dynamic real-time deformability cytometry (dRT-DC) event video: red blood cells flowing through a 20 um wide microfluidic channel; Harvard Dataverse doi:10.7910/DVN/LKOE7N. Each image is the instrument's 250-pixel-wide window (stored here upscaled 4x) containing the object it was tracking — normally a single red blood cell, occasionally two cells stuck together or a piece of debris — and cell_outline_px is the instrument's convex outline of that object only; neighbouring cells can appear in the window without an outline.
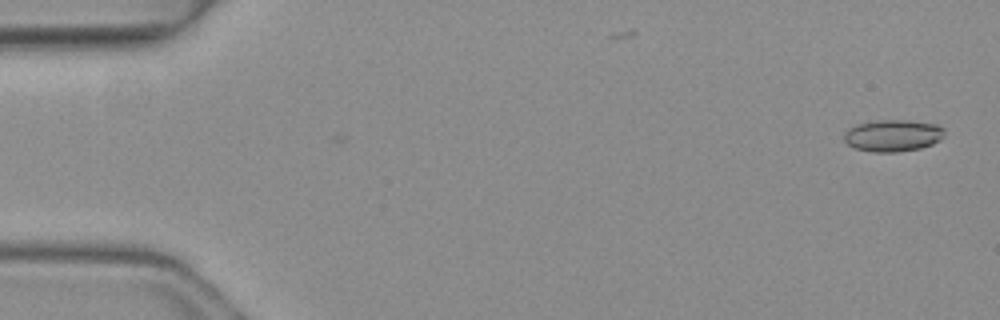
{"species": "common noctule bat (a hibernating species)", "species_latin": "Nyctalus noctula", "temperature_condition": "warm", "stored_images_in_passage": 3, "camera_frame_rate_fps": 3000, "um_per_image_px": 0.085, "animal": {"sex": "female", "body_mass_g": 19.3, "forearm_length_mm": 54.1}, "frame": {"image": 1, "passage_image": 1, "time_ms": 0.0, "image_size_px": [1000, 320], "cell_outline_px": [[944, 136], [940, 140], [932, 144], [920, 148], [896, 152], [872, 152], [856, 148], [848, 144], [844, 140], [844, 132], [848, 128], [856, 124], [872, 120], [908, 120], [936, 124], [944, 128]], "centroid_in_image_um": [75.88, 11.51], "position_along_channel_um": 9.1, "area_um2": 18.79}}